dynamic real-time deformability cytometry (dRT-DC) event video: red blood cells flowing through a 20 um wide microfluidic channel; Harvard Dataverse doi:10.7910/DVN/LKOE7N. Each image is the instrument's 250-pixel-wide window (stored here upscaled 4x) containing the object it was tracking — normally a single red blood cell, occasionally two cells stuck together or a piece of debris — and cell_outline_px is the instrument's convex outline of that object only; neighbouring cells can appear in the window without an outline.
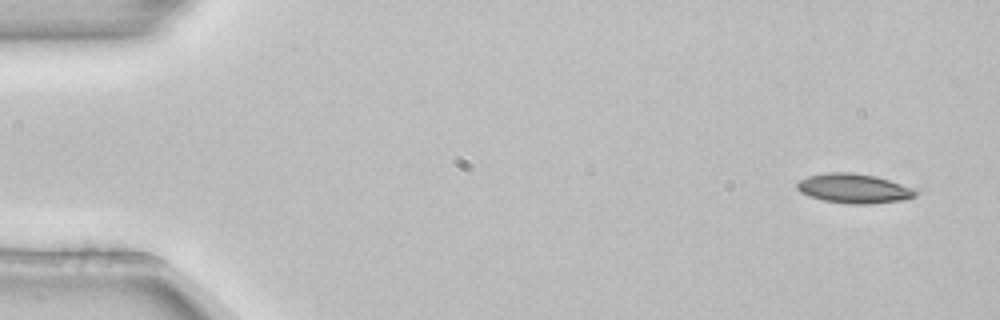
{"species": "common noctule bat (a hibernating species)", "species_latin": "Nyctalus noctula", "temperature_condition": "room temperature", "stored_images_in_passage": 3, "camera_frame_rate_fps": 3000, "um_per_image_px": 0.085, "animal": {"sex": "female", "body_mass_g": 22.7, "forearm_length_mm": 54.2}, "frame": {"image": 1, "passage_image": 3, "time_ms": 0.667, "image_size_px": [1000, 320], "cell_outline_px": [[916, 196], [900, 200], [868, 204], [856, 204], [824, 200], [800, 192], [796, 188], [796, 184], [800, 180], [808, 176], [828, 172], [852, 172], [876, 176], [912, 188], [916, 192]], "centroid_in_image_um": [72.54, 16.0], "position_along_channel_um": 12.5, "area_um2": 19.94}}